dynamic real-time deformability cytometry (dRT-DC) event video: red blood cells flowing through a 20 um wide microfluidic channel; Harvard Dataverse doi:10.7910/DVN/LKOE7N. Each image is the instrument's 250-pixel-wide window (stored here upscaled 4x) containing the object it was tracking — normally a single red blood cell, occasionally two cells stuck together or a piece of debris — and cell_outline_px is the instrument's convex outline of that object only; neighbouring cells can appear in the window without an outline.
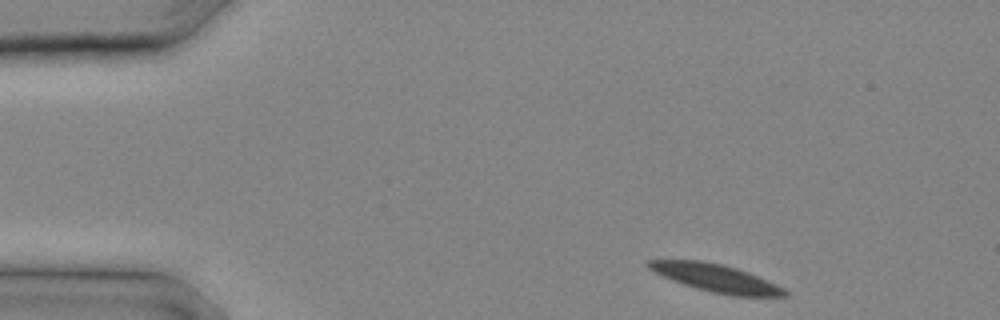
{"species": "common noctule bat (a hibernating species)", "species_latin": "Nyctalus noctula", "temperature_condition": "cold", "stored_images_in_passage": 10, "camera_frame_rate_fps": 3000, "um_per_image_px": 0.085, "animal": {"sex": "male", "body_mass_g": 20.4}, "frame": {"image": 1, "passage_image": 1, "time_ms": 0.0, "image_size_px": [1000, 320], "cell_outline_px": [[788, 296], [732, 296], [712, 292], [696, 288], [684, 284], [664, 276], [648, 268], [644, 264], [648, 260], [704, 260], [724, 264], [748, 272], [776, 284], [784, 288], [788, 292]], "centroid_in_image_um": [60.87, 23.62], "position_along_channel_um": 24.1, "area_um2": 21.91}}
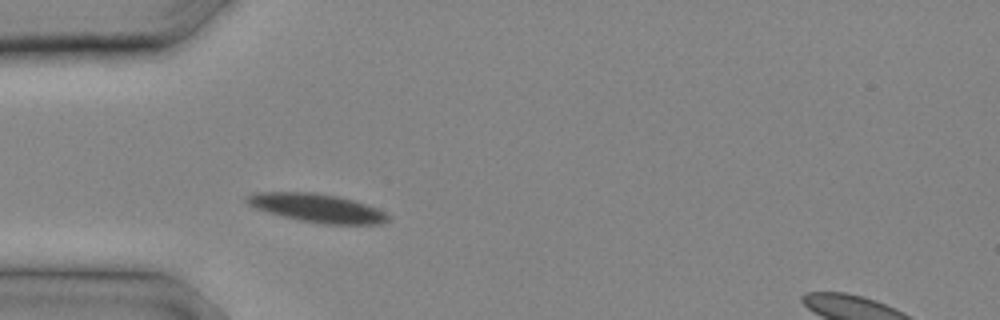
{"frame": {"image": 2, "passage_image": 5, "time_ms": 1.333, "image_size_px": [1000, 320], "cell_outline_px": [[392, 216], [388, 220], [380, 224], [324, 224], [300, 220], [268, 212], [256, 208], [248, 204], [244, 200], [244, 196], [252, 192], [316, 192], [336, 196], [352, 200], [376, 208]], "centroid_in_image_um": [26.91, 17.67], "position_along_channel_um": 58.1, "area_um2": 23.35}}